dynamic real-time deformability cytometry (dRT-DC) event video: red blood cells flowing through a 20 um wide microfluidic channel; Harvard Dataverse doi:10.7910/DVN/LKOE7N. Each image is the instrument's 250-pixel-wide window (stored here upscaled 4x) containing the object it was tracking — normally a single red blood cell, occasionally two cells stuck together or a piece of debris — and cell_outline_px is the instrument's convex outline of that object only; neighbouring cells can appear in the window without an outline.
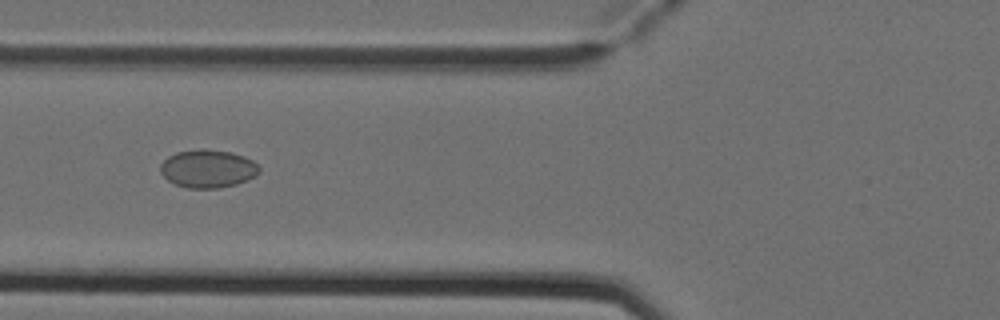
{"species": "Egyptian fruit bat (a non-hibernating species)", "species_latin": "Rousettus aegyptiacus", "temperature_condition": "cold", "stored_images_in_passage": 7, "camera_frame_rate_fps": 3000, "um_per_image_px": 0.085, "animal": {"sex": "female"}, "frame": {"image": 1, "passage_image": 4, "time_ms": 1.0, "image_size_px": [1000, 320], "cell_outline_px": [[260, 172], [236, 184], [216, 188], [188, 188], [176, 184], [168, 180], [160, 172], [160, 164], [168, 156], [176, 152], [200, 148], [204, 148], [232, 152], [244, 156], [252, 160], [260, 168]], "centroid_in_image_um": [17.63, 14.31], "position_along_channel_um": 108.2, "area_um2": 21.85}}
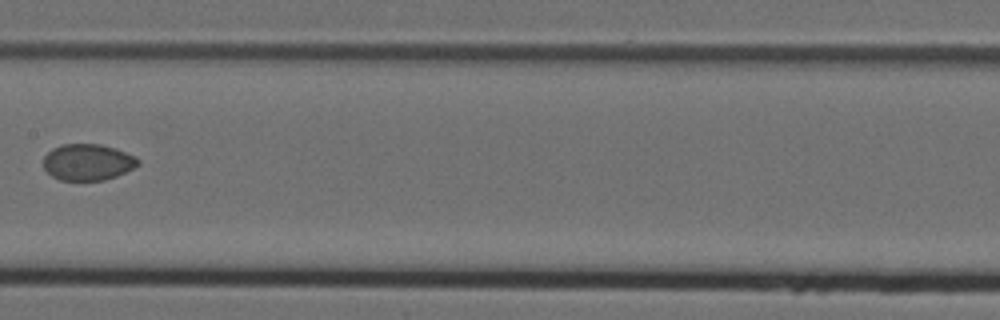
{"frame": {"image": 2, "passage_image": 6, "time_ms": 1.667, "image_size_px": [1000, 320], "cell_outline_px": [[140, 164], [116, 176], [104, 180], [60, 180], [52, 176], [44, 168], [44, 156], [52, 148], [60, 144], [100, 144], [116, 148], [136, 156], [140, 160]], "centroid_in_image_um": [7.46, 13.77], "position_along_channel_um": 199.9, "area_um2": 20.11}}
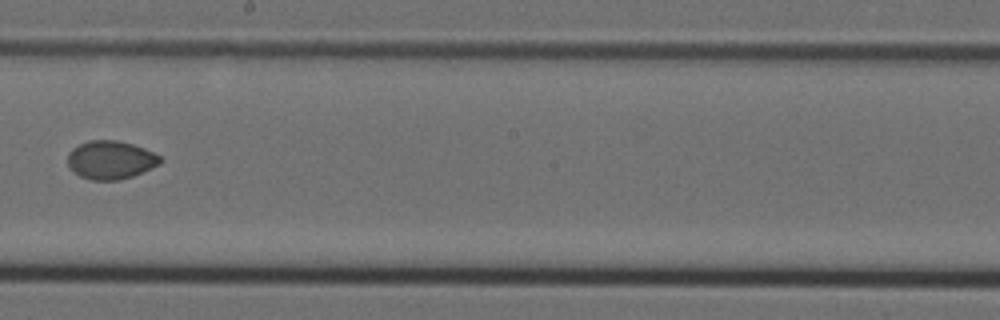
{"frame": {"image": 3, "passage_image": 7, "time_ms": 2.0, "image_size_px": [1000, 320], "cell_outline_px": [[164, 160], [160, 164], [152, 168], [132, 176], [120, 180], [92, 180], [80, 176], [72, 172], [68, 168], [68, 152], [72, 148], [88, 140], [116, 140], [132, 144], [144, 148], [160, 156]], "centroid_in_image_um": [9.39, 13.6], "position_along_channel_um": 238.8, "area_um2": 20.87}}